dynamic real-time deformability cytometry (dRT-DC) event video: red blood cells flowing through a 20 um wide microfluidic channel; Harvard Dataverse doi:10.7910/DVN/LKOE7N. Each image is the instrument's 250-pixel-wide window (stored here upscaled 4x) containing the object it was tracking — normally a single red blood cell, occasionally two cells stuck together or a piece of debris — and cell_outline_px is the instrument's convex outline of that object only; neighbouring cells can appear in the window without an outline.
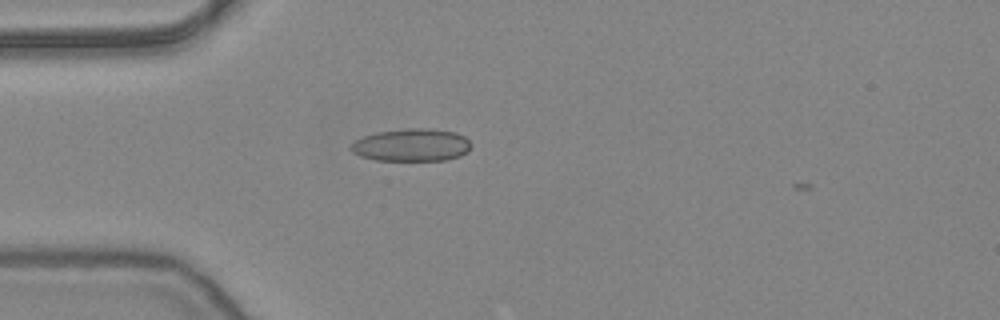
{"species": "common noctule bat (a hibernating species)", "species_latin": "Nyctalus noctula", "temperature_condition": "warm", "stored_images_in_passage": 3, "camera_frame_rate_fps": 3000, "um_per_image_px": 0.085, "animal": {"sex": "female", "body_mass_g": 24.6, "forearm_length_mm": 56.2}, "frame": {"image": 1, "passage_image": 2, "time_ms": 0.333, "image_size_px": [1000, 320], "cell_outline_px": [[472, 144], [468, 152], [460, 156], [448, 160], [376, 160], [360, 156], [352, 152], [348, 148], [352, 140], [376, 132], [408, 128], [428, 128], [456, 132], [464, 136]], "centroid_in_image_um": [34.96, 12.32], "position_along_channel_um": 50.0, "area_um2": 23.18}}